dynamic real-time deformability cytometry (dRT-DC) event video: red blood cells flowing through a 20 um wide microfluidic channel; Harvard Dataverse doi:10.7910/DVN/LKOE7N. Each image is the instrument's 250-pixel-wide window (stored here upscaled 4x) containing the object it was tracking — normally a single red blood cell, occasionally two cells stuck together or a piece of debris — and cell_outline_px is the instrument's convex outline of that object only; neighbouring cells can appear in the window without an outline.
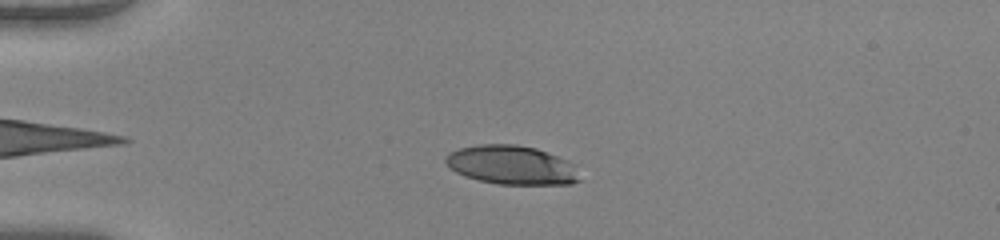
{"species": "human", "species_latin": "Homo sapiens", "temperature_condition": "warm", "stored_images_in_passage": 48, "camera_frame_rate_fps": 3000, "um_per_image_px": 0.085, "donor": {"sex": "female"}, "frame": {"image": 1, "passage_image": 10, "time_ms": 3.0, "image_size_px": [1000, 240], "cell_outline_px": [[580, 180], [572, 184], [496, 184], [464, 176], [448, 168], [444, 160], [444, 156], [448, 152], [460, 148], [476, 144], [516, 144], [536, 148], [568, 160], [576, 164]], "centroid_in_image_um": [43.47, 14.02], "position_along_channel_um": 41.5, "area_um2": 30.81}}
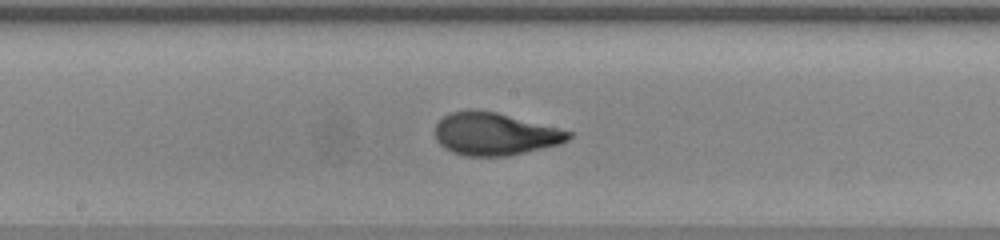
{"frame": {"image": 2, "passage_image": 25, "time_ms": 8.0, "image_size_px": [1000, 240], "cell_outline_px": [[572, 136], [568, 140], [560, 144], [508, 156], [464, 156], [452, 152], [444, 148], [436, 140], [436, 124], [444, 116], [452, 112], [468, 108], [496, 112], [572, 132]], "centroid_in_image_um": [42.03, 11.39], "position_along_channel_um": 206.2, "area_um2": 33.0}}
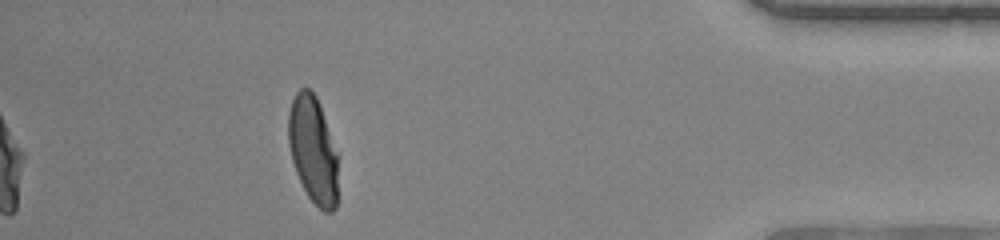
{"frame": {"image": 3, "passage_image": 43, "time_ms": 14.0, "image_size_px": [1000, 240], "cell_outline_px": [[340, 152], [336, 208], [332, 212], [324, 212], [308, 196], [296, 172], [292, 160], [288, 144], [288, 112], [292, 100], [296, 92], [300, 88], [308, 88], [316, 96]], "centroid_in_image_um": [26.66, 12.73], "position_along_channel_um": 408.5, "area_um2": 31.91}, "authors_computed_cell_mechanics": {"area_um2": 32.1368, "velocity_mm_per_s": 4.1086, "shape_relaxation_time_tau1_ms": 3.9826, "shape_relaxation_time_tau2_ms": null, "deformation_change_tau1": 0.2371, "deformation_change_tau2": null}}